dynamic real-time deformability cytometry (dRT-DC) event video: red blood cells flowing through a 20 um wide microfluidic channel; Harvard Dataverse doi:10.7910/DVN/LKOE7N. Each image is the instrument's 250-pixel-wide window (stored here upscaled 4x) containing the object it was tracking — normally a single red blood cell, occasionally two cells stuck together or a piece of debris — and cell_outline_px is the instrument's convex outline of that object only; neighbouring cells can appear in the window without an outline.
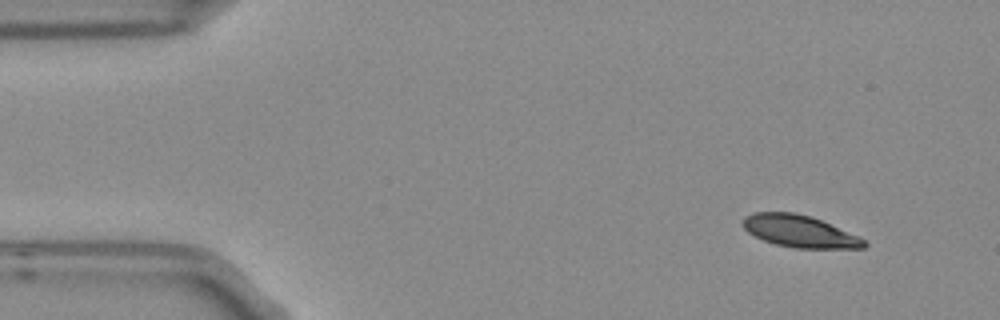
{"species": "Egyptian fruit bat (a non-hibernating species)", "species_latin": "Rousettus aegyptiacus", "temperature_condition": "room temperature", "stored_images_in_passage": 4, "camera_frame_rate_fps": 3000, "um_per_image_px": 0.085, "frame": {"image": 1, "passage_image": 1, "time_ms": 0.0, "image_size_px": [1000, 320], "cell_outline_px": [[868, 244], [864, 248], [796, 248], [776, 244], [764, 240], [748, 232], [740, 224], [744, 216], [756, 212], [796, 212], [812, 216], [856, 236], [864, 240]], "centroid_in_image_um": [67.91, 19.64], "position_along_channel_um": 17.1, "area_um2": 22.43}}
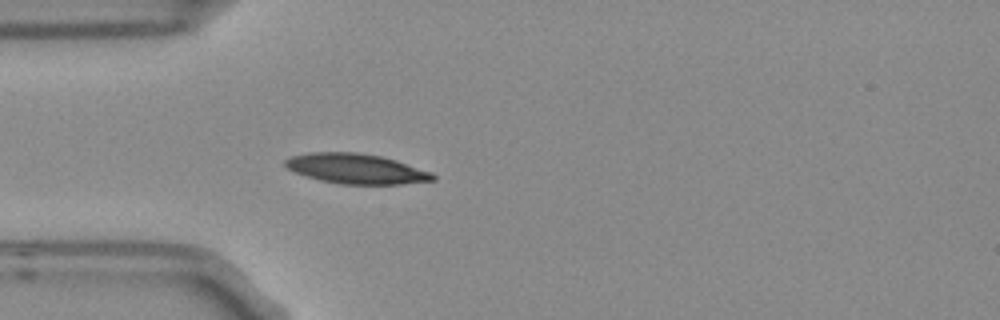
{"frame": {"image": 2, "passage_image": 4, "time_ms": 1.0, "image_size_px": [1000, 320], "cell_outline_px": [[436, 180], [400, 184], [340, 184], [320, 180], [296, 172], [288, 168], [284, 164], [284, 160], [292, 156], [308, 152], [356, 152], [380, 156], [396, 160], [432, 172], [436, 176]], "centroid_in_image_um": [30.29, 14.34], "position_along_channel_um": 54.7, "area_um2": 25.72}}